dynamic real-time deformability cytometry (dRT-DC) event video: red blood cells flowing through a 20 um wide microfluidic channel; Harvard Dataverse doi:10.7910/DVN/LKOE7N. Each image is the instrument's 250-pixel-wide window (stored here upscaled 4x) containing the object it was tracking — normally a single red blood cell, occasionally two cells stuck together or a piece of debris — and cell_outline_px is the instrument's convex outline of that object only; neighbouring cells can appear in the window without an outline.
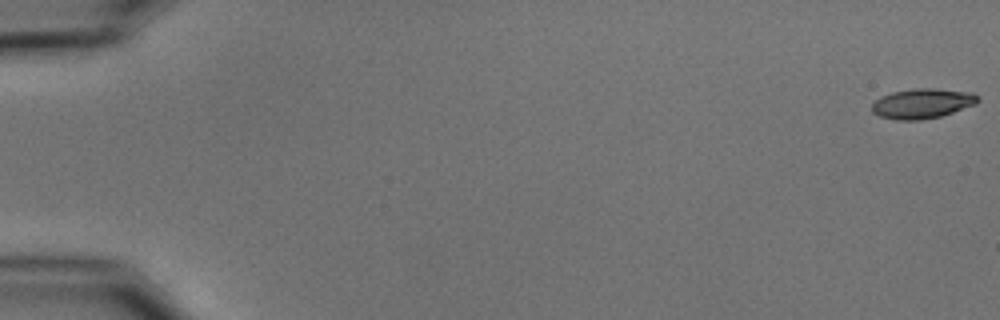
{"species": "common noctule bat (a hibernating species)", "species_latin": "Nyctalus noctula", "temperature_condition": "cold", "stored_images_in_passage": 55, "camera_frame_rate_fps": 3000, "um_per_image_px": 0.085, "animal": {"sex": "male", "body_mass_g": 15.6}, "frame": {"image": 1, "passage_image": 1, "time_ms": 0.0, "image_size_px": [1000, 320], "cell_outline_px": [[980, 100], [976, 104], [940, 116], [920, 120], [896, 120], [880, 116], [872, 112], [872, 104], [880, 96], [892, 92], [912, 88], [936, 88], [972, 92], [980, 96]], "centroid_in_image_um": [78.41, 8.78], "position_along_channel_um": 6.6, "area_um2": 18.61}}
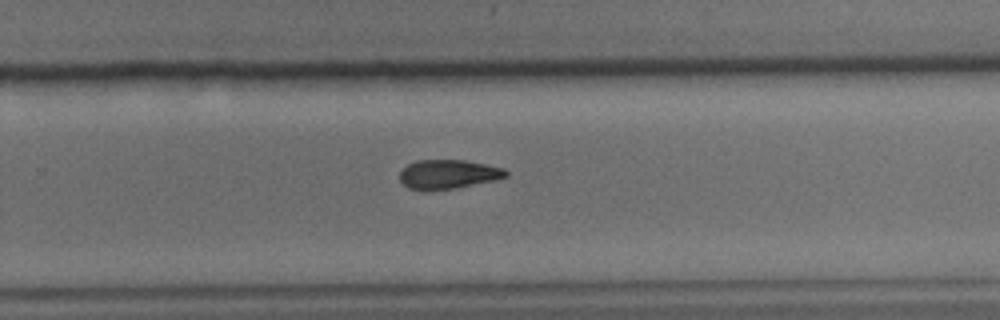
{"frame": {"image": 2, "passage_image": 37, "time_ms": 12.0, "image_size_px": [1000, 320], "cell_outline_px": [[508, 176], [492, 180], [456, 188], [408, 188], [400, 180], [400, 172], [408, 164], [416, 160], [464, 160], [504, 168], [508, 172]], "centroid_in_image_um": [38.11, 14.77], "position_along_channel_um": 291.7, "area_um2": 17.4}}
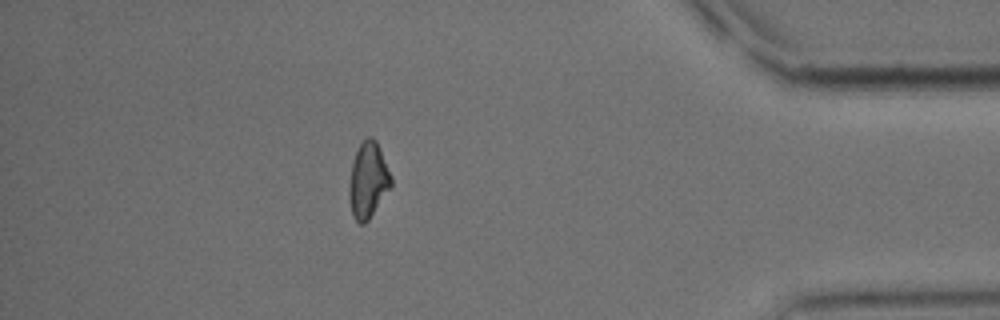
{"frame": {"image": 3, "passage_image": 49, "time_ms": 16.0, "image_size_px": [1000, 320], "cell_outline_px": [[392, 184], [368, 220], [364, 224], [360, 224], [352, 216], [348, 196], [348, 184], [352, 164], [356, 152], [360, 144], [368, 136], [372, 136], [376, 140], [380, 148], [392, 176]], "centroid_in_image_um": [31.27, 15.31], "position_along_channel_um": 403.9, "area_um2": 18.5}, "authors_computed_cell_mechanics": {"area_um2": 18.5538, "velocity_mm_per_s": 3.7185, "shape_relaxation_time_tau1_ms": 8.0413, "shape_relaxation_time_tau2_ms": 9.0521, "deformation_change_tau1": 0.1726, "deformation_change_tau2": 0.1927}}